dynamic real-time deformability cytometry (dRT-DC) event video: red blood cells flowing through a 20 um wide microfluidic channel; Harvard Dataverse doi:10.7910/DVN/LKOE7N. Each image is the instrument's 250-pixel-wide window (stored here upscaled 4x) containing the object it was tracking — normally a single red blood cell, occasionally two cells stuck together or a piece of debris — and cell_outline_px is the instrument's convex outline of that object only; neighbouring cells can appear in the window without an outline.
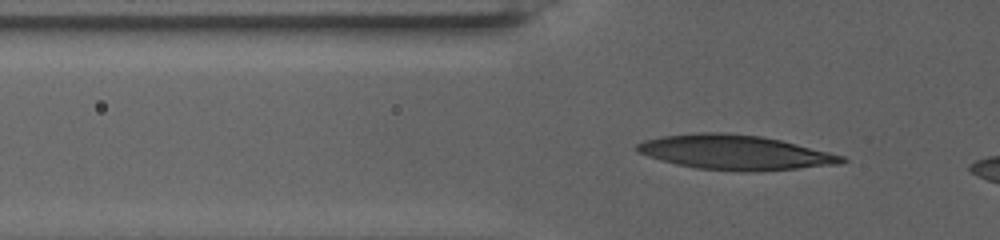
{"species": "human", "species_latin": "Homo sapiens", "temperature_condition": "warm", "stored_images_in_passage": 50, "camera_frame_rate_fps": 3000, "um_per_image_px": 0.085, "donor": {"sex": "female"}, "frame": {"image": 1, "passage_image": 4, "time_ms": 1.0, "image_size_px": [1000, 240], "cell_outline_px": [[848, 160], [840, 164], [756, 172], [740, 172], [696, 168], [676, 164], [660, 160], [636, 152], [636, 144], [644, 140], [664, 136], [700, 132], [724, 132], [760, 136], [780, 140], [844, 156]], "centroid_in_image_um": [62.45, 12.96], "position_along_channel_um": 63.4, "area_um2": 41.33}}
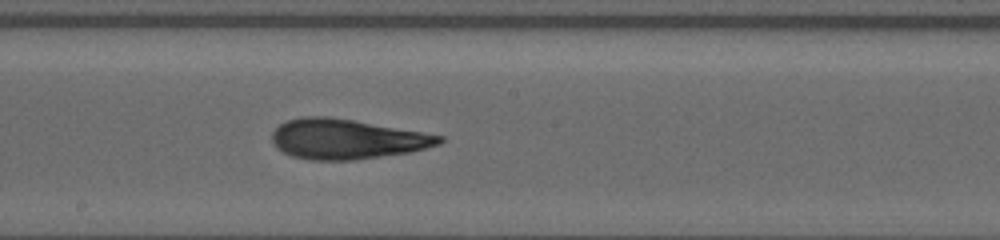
{"frame": {"image": 2, "passage_image": 23, "time_ms": 7.333, "image_size_px": [1000, 240], "cell_outline_px": [[444, 140], [440, 144], [412, 152], [352, 160], [312, 160], [292, 156], [276, 148], [272, 140], [272, 132], [280, 124], [288, 120], [304, 116], [324, 116], [352, 120], [444, 136]], "centroid_in_image_um": [29.46, 11.83], "position_along_channel_um": 218.7, "area_um2": 38.67}}
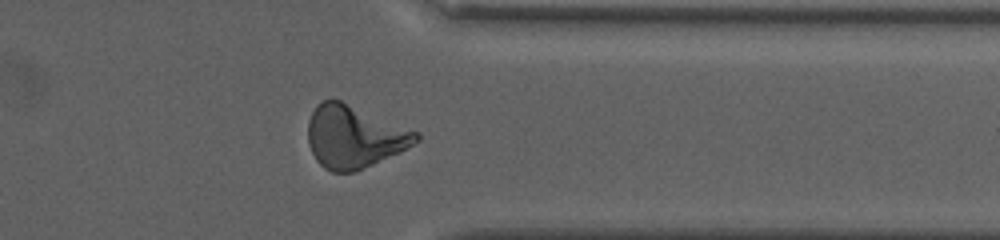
{"frame": {"image": 3, "passage_image": 42, "time_ms": 13.667, "image_size_px": [1000, 240], "cell_outline_px": [[420, 140], [400, 152], [356, 172], [332, 172], [324, 168], [316, 160], [308, 144], [308, 120], [316, 104], [324, 100], [340, 100], [420, 132]], "centroid_in_image_um": [30.11, 11.63], "position_along_channel_um": 381.3, "area_um2": 39.54}}